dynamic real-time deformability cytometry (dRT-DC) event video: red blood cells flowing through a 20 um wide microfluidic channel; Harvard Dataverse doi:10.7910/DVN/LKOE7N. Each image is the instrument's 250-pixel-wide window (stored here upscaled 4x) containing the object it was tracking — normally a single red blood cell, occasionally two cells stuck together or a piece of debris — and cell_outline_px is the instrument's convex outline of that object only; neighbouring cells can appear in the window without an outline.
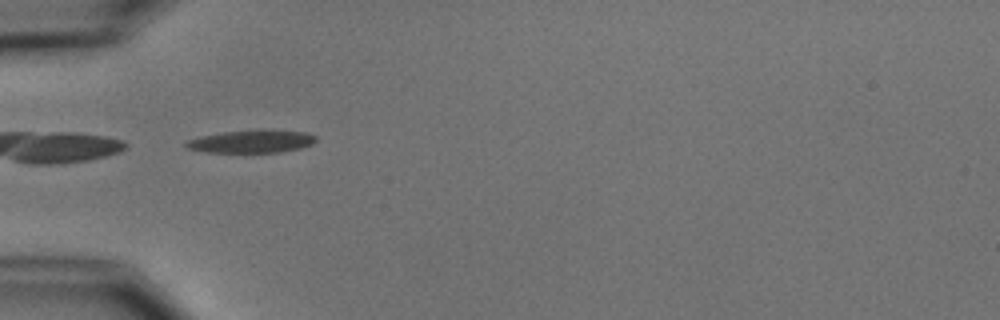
{"species": "common noctule bat (a hibernating species)", "species_latin": "Nyctalus noctula", "temperature_condition": "cold", "stored_images_in_passage": 8, "camera_frame_rate_fps": 3000, "um_per_image_px": 0.085, "animal": {"sex": "male", "body_mass_g": 15.6}, "frame": {"image": 1, "passage_image": 5, "time_ms": 4.667, "image_size_px": [1000, 320], "cell_outline_px": [[316, 140], [312, 144], [300, 148], [280, 152], [208, 152], [188, 148], [184, 144], [184, 140], [200, 136], [224, 132], [260, 128], [308, 132], [316, 136]], "centroid_in_image_um": [21.4, 11.99], "position_along_channel_um": 63.6, "area_um2": 17.57}}
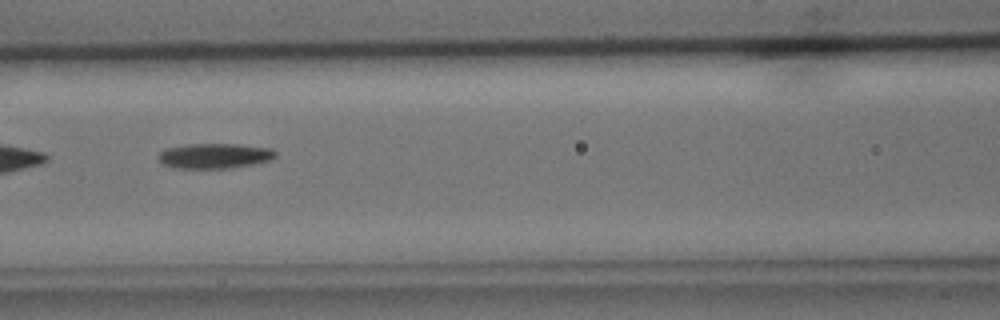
{"frame": {"image": 2, "passage_image": 7, "time_ms": 7.0, "image_size_px": [1000, 320], "cell_outline_px": [[276, 156], [268, 160], [252, 164], [232, 168], [172, 168], [160, 164], [156, 156], [160, 152], [168, 148], [188, 144], [236, 144], [272, 148], [276, 152]], "centroid_in_image_um": [18.18, 13.25], "position_along_channel_um": 148.4, "area_um2": 17.22}}
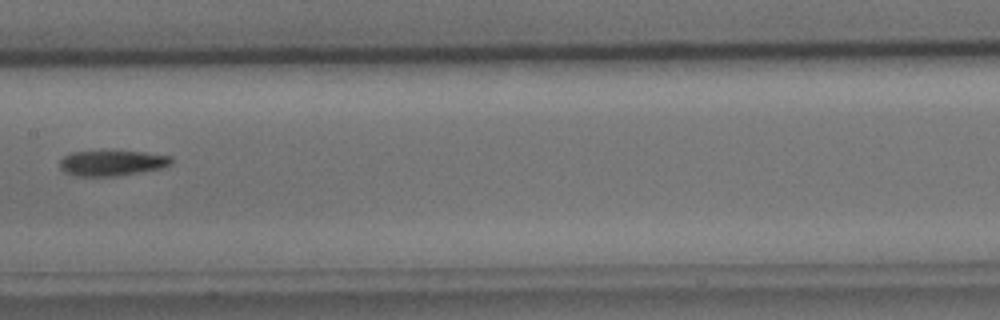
{"frame": {"image": 3, "passage_image": 8, "time_ms": 8.333, "image_size_px": [1000, 320], "cell_outline_px": [[172, 164], [160, 168], [116, 176], [76, 176], [64, 172], [60, 168], [60, 160], [64, 156], [72, 152], [144, 152], [172, 156]], "centroid_in_image_um": [9.51, 13.87], "position_along_channel_um": 197.9, "area_um2": 16.24}}